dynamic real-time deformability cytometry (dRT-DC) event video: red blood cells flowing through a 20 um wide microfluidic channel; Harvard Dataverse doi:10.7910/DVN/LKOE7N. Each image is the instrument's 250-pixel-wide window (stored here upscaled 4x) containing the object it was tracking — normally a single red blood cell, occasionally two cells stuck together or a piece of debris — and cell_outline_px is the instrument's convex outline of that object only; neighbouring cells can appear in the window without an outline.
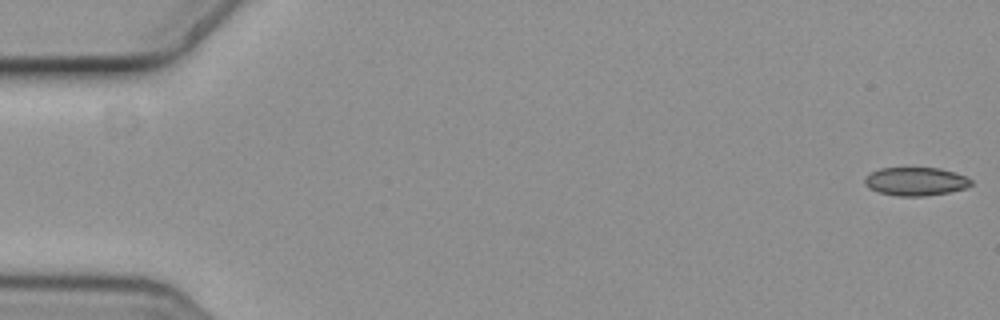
{"species": "common noctule bat (a hibernating species)", "species_latin": "Nyctalus noctula", "temperature_condition": "cold", "stored_images_in_passage": 6, "segment_of_instrument_passage": [1, 2], "camera_frame_rate_fps": 3000, "um_per_image_px": 0.085, "animal": {"sex": "female", "body_mass_g": 19.3, "forearm_length_mm": 54.1}, "frame": {"image": 1, "passage_image": 1, "time_ms": 0.0, "image_size_px": [1000, 320], "cell_outline_px": [[972, 184], [964, 188], [948, 192], [924, 196], [900, 196], [880, 192], [868, 188], [864, 184], [864, 180], [872, 172], [880, 168], [940, 168], [964, 176], [972, 180]], "centroid_in_image_um": [77.82, 15.42], "position_along_channel_um": 7.2, "area_um2": 17.28}}